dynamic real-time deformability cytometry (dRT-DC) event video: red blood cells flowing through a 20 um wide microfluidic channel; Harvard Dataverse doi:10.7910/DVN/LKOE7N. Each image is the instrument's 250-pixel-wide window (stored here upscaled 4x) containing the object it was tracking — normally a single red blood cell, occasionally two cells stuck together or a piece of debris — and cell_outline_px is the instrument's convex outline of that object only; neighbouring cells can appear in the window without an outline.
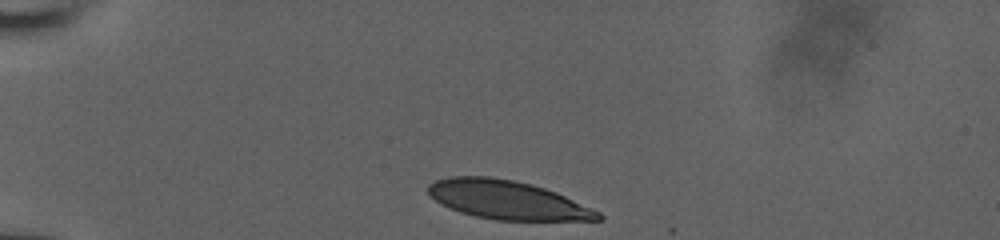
{"species": "human", "species_latin": "Homo sapiens", "temperature_condition": "room temperature", "stored_images_in_passage": 8, "camera_frame_rate_fps": 3000, "um_per_image_px": 0.085, "donor": {"sex": "male"}, "frame": {"image": 1, "passage_image": 1, "time_ms": 0.0, "image_size_px": [1000, 240], "cell_outline_px": [[604, 220], [496, 220], [476, 216], [460, 212], [440, 204], [428, 192], [428, 184], [436, 180], [452, 176], [488, 176], [512, 180], [532, 184], [556, 192], [600, 212], [604, 216]], "centroid_in_image_um": [43.12, 16.99], "position_along_channel_um": 41.9, "area_um2": 38.09}}
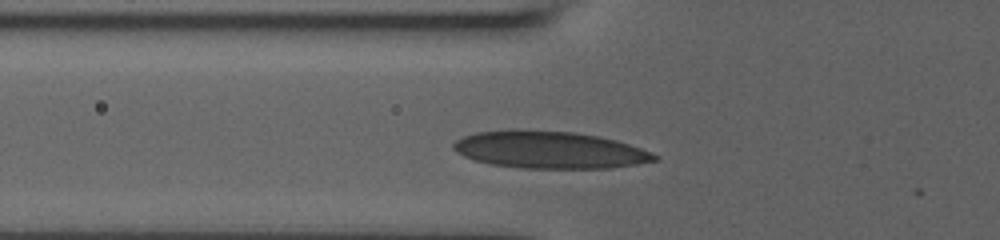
{"frame": {"image": 2, "passage_image": 7, "time_ms": 2.333, "image_size_px": [1000, 240], "cell_outline_px": [[660, 160], [636, 164], [608, 168], [520, 168], [492, 164], [476, 160], [464, 156], [456, 152], [452, 148], [452, 144], [456, 140], [464, 136], [476, 132], [512, 128], [520, 128], [572, 132], [596, 136], [616, 140], [652, 152], [660, 156]], "centroid_in_image_um": [46.68, 12.72], "position_along_channel_um": 79.1, "area_um2": 43.93}}